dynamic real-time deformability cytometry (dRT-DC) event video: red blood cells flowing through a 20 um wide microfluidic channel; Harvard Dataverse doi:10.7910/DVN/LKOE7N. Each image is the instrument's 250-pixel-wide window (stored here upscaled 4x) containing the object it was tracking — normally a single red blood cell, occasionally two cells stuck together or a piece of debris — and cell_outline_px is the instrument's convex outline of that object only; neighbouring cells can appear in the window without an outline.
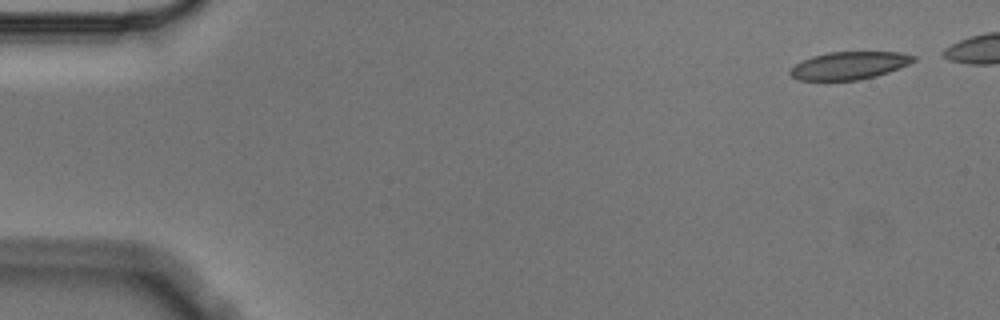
{"species": "Egyptian fruit bat (a non-hibernating species)", "species_latin": "Rousettus aegyptiacus", "temperature_condition": "cold", "stored_images_in_passage": 6, "segment_of_instrument_passage": [1, 2], "camera_frame_rate_fps": 3000, "um_per_image_px": 0.085, "animal": {"sex": "male"}, "frame": {"image": 1, "passage_image": 1, "time_ms": 0.0, "image_size_px": [1000, 320], "cell_outline_px": [[916, 60], [908, 64], [888, 72], [876, 76], [856, 80], [800, 80], [792, 76], [788, 72], [796, 64], [812, 56], [828, 52], [900, 52], [916, 56]], "centroid_in_image_um": [72.2, 5.56], "position_along_channel_um": 12.8, "area_um2": 19.71}}
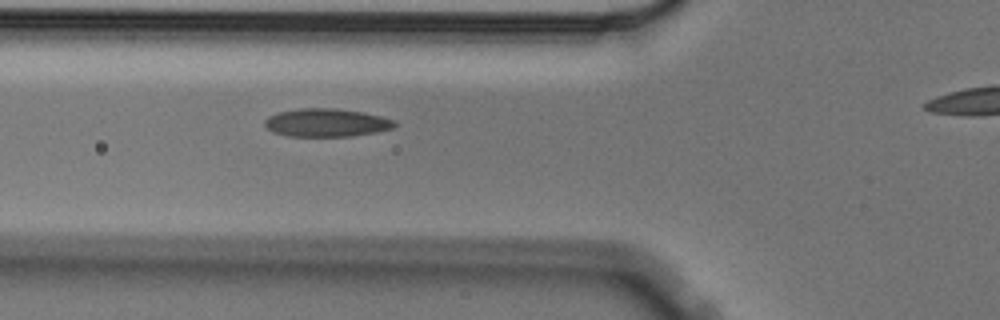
{"frame": {"image": 2, "passage_image": 5, "time_ms": 1.333, "image_size_px": [1000, 320], "cell_outline_px": [[396, 124], [392, 128], [376, 132], [352, 136], [288, 136], [272, 132], [264, 124], [264, 120], [268, 116], [276, 112], [300, 108], [336, 108], [364, 112], [380, 116], [392, 120]], "centroid_in_image_um": [27.7, 10.42], "position_along_channel_um": 98.1, "area_um2": 21.33}}